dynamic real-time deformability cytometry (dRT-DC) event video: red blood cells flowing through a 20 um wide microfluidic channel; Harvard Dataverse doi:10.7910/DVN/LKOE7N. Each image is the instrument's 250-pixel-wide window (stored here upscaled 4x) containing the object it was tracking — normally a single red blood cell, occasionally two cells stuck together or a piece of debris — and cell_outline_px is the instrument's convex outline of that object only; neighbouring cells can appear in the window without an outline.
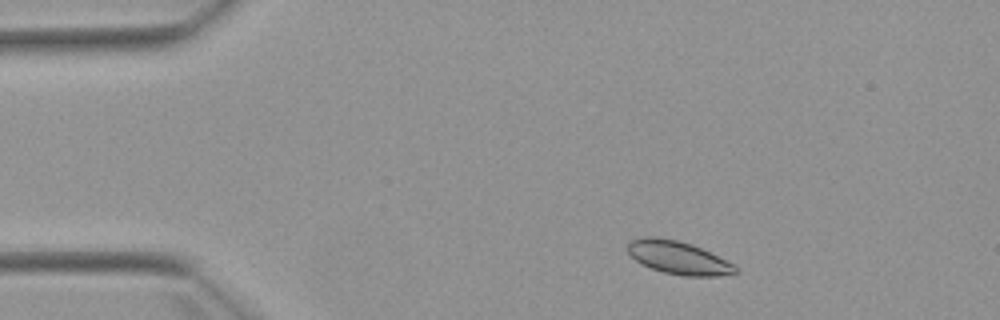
{"species": "Egyptian fruit bat (a non-hibernating species)", "species_latin": "Rousettus aegyptiacus", "temperature_condition": "warm", "stored_images_in_passage": 4, "camera_frame_rate_fps": 3000, "um_per_image_px": 0.085, "animal": {"sex": "female"}, "frame": {"image": 1, "passage_image": 2, "time_ms": 1.333, "image_size_px": [1000, 320], "cell_outline_px": [[740, 272], [716, 276], [684, 276], [664, 272], [640, 264], [628, 252], [628, 240], [640, 236], [660, 236], [680, 240], [692, 244], [732, 264]], "centroid_in_image_um": [57.58, 21.87], "position_along_channel_um": 27.4, "area_um2": 20.75}}
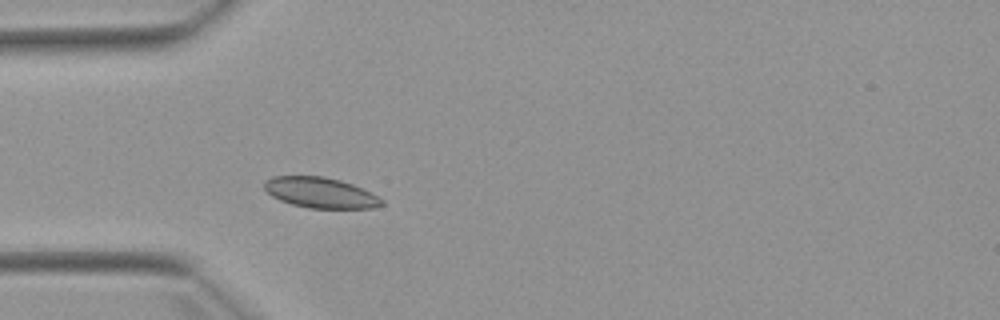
{"frame": {"image": 2, "passage_image": 4, "time_ms": 3.667, "image_size_px": [1000, 320], "cell_outline_px": [[384, 204], [376, 208], [308, 208], [292, 204], [280, 200], [272, 196], [264, 188], [264, 180], [272, 176], [324, 176], [340, 180], [352, 184], [372, 192], [384, 200]], "centroid_in_image_um": [27.26, 16.37], "position_along_channel_um": 57.7, "area_um2": 21.04}}